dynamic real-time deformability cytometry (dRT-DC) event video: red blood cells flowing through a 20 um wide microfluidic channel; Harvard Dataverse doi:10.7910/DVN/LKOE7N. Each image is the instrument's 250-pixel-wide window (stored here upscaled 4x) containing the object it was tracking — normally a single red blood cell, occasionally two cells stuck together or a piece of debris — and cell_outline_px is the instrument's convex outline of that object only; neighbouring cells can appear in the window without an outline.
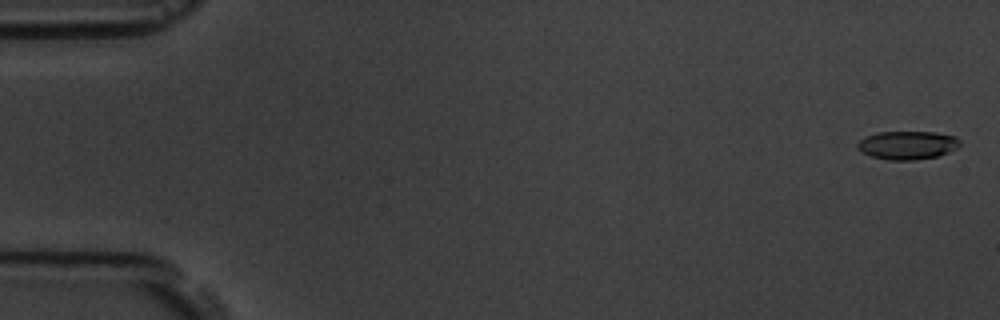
{"species": "common noctule bat (a hibernating species)", "species_latin": "Nyctalus noctula", "temperature_condition": "room temperature", "stored_images_in_passage": 6, "camera_frame_rate_fps": 3000, "um_per_image_px": 0.085, "animal": {"sex": "male", "body_mass_g": 19.5, "forearm_length_mm": 54.6}, "frame": {"image": 1, "passage_image": 1, "time_ms": 0.0, "image_size_px": [1000, 320], "cell_outline_px": [[960, 144], [956, 148], [948, 152], [936, 156], [916, 160], [888, 160], [872, 156], [860, 152], [856, 148], [856, 144], [864, 136], [876, 132], [936, 132], [956, 136], [960, 140]], "centroid_in_image_um": [77.09, 12.33], "position_along_channel_um": 7.9, "area_um2": 17.11}}
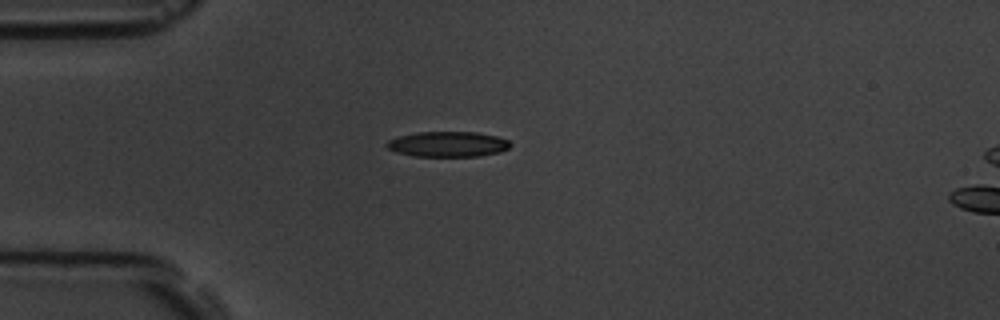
{"frame": {"image": 2, "passage_image": 5, "time_ms": 4.667, "image_size_px": [1000, 320], "cell_outline_px": [[512, 144], [508, 148], [500, 152], [480, 156], [416, 156], [396, 152], [388, 148], [384, 144], [388, 140], [400, 136], [416, 132], [476, 132], [496, 136], [508, 140]], "centroid_in_image_um": [38.07, 12.25], "position_along_channel_um": 46.9, "area_um2": 18.21}}